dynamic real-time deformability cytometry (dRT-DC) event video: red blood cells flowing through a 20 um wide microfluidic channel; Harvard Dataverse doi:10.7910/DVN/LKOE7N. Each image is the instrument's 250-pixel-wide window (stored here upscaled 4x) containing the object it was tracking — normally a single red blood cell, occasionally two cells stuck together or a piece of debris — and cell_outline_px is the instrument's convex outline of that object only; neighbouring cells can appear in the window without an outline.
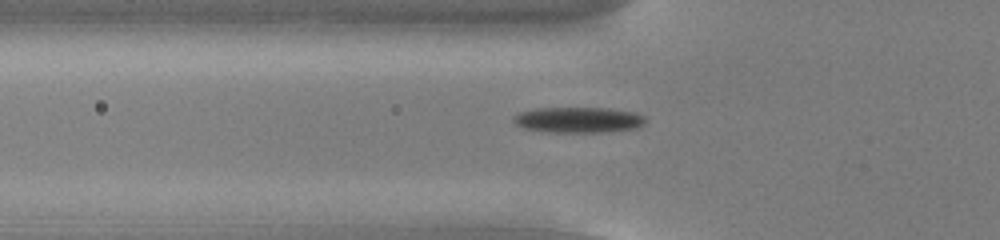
{"species": "common noctule bat (a hibernating species)", "species_latin": "Nyctalus noctula", "temperature_condition": "cold", "stored_images_in_passage": 38, "camera_frame_rate_fps": 3000, "um_per_image_px": 0.085, "animal": {"sex": "male", "body_mass_g": 13.0, "forearm_length_mm": 53.1}, "frame": {"image": 1, "passage_image": 3, "time_ms": 0.667, "image_size_px": [1000, 240], "cell_outline_px": [[648, 120], [644, 124], [636, 128], [604, 132], [548, 132], [524, 128], [516, 124], [512, 120], [512, 116], [520, 112], [536, 108], [608, 108], [636, 112], [644, 116]], "centroid_in_image_um": [49.18, 10.18], "position_along_channel_um": 76.6, "area_um2": 19.88}}
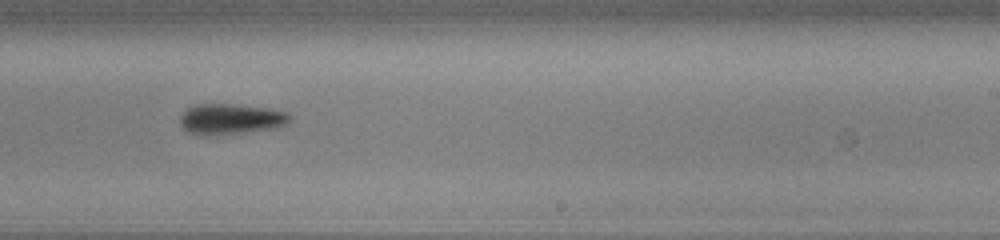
{"frame": {"image": 2, "passage_image": 18, "time_ms": 5.667, "image_size_px": [1000, 240], "cell_outline_px": [[292, 116], [288, 124], [276, 128], [248, 132], [208, 136], [196, 136], [188, 132], [180, 124], [180, 116], [188, 108], [196, 104], [232, 104], [264, 108], [288, 112]], "centroid_in_image_um": [19.61, 10.14], "position_along_channel_um": 269.4, "area_um2": 19.83}}
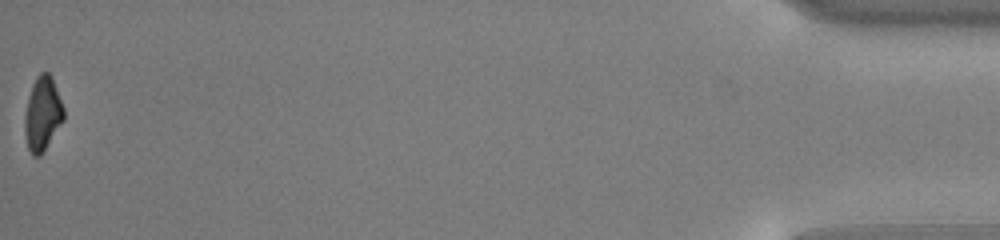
{"frame": {"image": 3, "passage_image": 38, "time_ms": 12.333, "image_size_px": [1000, 240], "cell_outline_px": [[64, 120], [44, 152], [40, 156], [32, 156], [28, 148], [24, 132], [24, 116], [28, 96], [32, 84], [36, 76], [40, 72], [48, 72], [52, 76], [64, 108]], "centroid_in_image_um": [3.61, 9.68], "position_along_channel_um": 431.6, "area_um2": 17.17}, "authors_computed_cell_mechanics": {"area_um2": 19.1896, "velocity_mm_per_s": 3.855, "shape_relaxation_time_tau1_ms": 2.767, "shape_relaxation_time_tau2_ms": null, "deformation_change_tau1": 0.1276, "deformation_change_tau2": null}}